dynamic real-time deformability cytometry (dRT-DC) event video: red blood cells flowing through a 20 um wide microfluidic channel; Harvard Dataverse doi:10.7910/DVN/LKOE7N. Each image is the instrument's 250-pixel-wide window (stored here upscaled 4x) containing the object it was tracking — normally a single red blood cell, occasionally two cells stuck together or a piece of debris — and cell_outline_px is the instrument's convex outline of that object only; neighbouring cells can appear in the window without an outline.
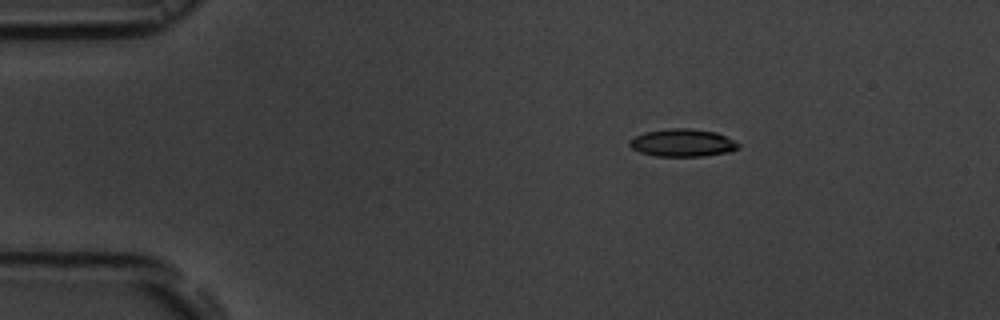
{"species": "common noctule bat (a hibernating species)", "species_latin": "Nyctalus noctula", "temperature_condition": "room temperature", "stored_images_in_passage": 3, "camera_frame_rate_fps": 3000, "um_per_image_px": 0.085, "animal": {"sex": "male", "body_mass_g": 19.5, "forearm_length_mm": 54.6}, "frame": {"image": 1, "passage_image": 1, "time_ms": 0.0, "image_size_px": [1000, 320], "cell_outline_px": [[740, 148], [728, 152], [704, 156], [656, 156], [640, 152], [632, 148], [628, 144], [628, 140], [644, 132], [668, 128], [692, 128], [716, 132], [740, 144]], "centroid_in_image_um": [58.0, 12.13], "position_along_channel_um": 27.0, "area_um2": 17.57}}